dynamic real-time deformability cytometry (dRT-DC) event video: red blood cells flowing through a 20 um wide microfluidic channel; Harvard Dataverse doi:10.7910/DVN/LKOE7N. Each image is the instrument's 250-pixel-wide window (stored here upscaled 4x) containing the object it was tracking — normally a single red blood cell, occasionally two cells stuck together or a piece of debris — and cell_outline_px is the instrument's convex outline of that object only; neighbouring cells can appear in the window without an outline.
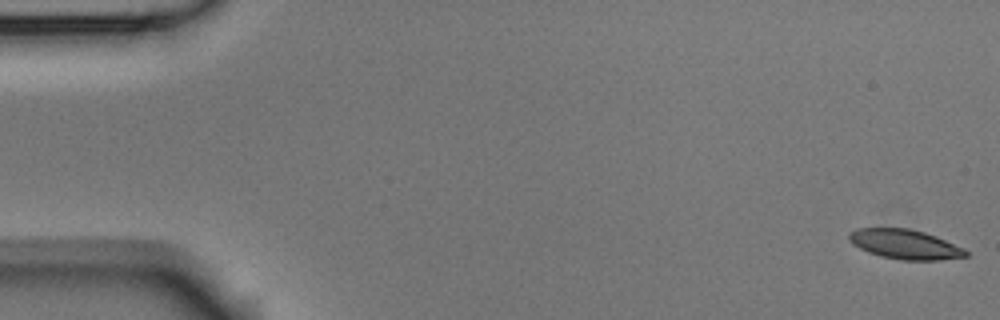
{"species": "Egyptian fruit bat (a non-hibernating species)", "species_latin": "Rousettus aegyptiacus", "temperature_condition": "room temperature", "stored_images_in_passage": 15, "camera_frame_rate_fps": 3000, "um_per_image_px": 0.085, "animal": {"sex": "male"}, "frame": {"image": 1, "passage_image": 1, "time_ms": 0.0, "image_size_px": [1000, 320], "cell_outline_px": [[968, 256], [940, 260], [900, 260], [880, 256], [868, 252], [852, 244], [848, 236], [856, 228], [908, 228], [924, 232], [936, 236], [964, 248], [968, 252]], "centroid_in_image_um": [76.94, 20.77], "position_along_channel_um": 8.1, "area_um2": 20.11}}
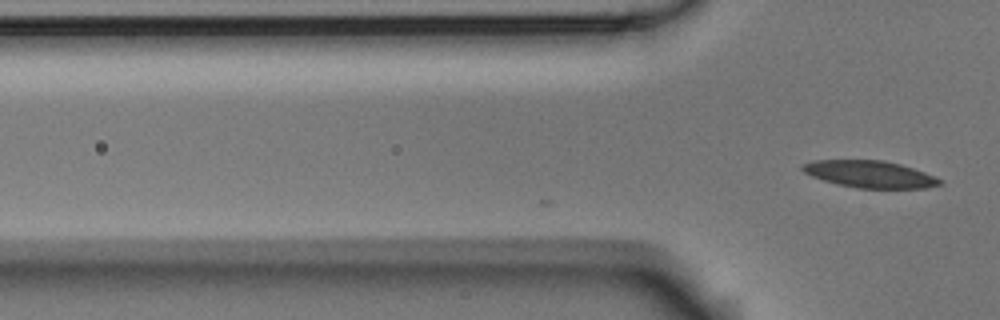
{"frame": {"image": 2, "passage_image": 15, "time_ms": 4.667, "image_size_px": [1000, 320], "cell_outline_px": [[944, 180], [940, 184], [924, 188], [856, 188], [836, 184], [812, 176], [804, 172], [800, 168], [800, 164], [812, 160], [884, 160], [900, 164], [924, 172]], "centroid_in_image_um": [73.89, 14.8], "position_along_channel_um": 51.9, "area_um2": 21.62}}